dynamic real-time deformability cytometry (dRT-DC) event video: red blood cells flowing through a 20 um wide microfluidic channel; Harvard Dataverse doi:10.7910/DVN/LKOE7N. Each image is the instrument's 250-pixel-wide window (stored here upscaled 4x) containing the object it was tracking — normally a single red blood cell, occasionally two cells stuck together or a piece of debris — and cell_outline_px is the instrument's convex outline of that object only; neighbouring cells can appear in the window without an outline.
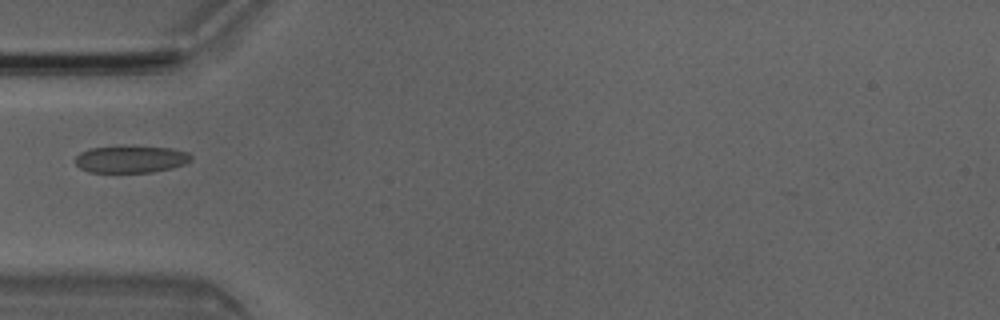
{"species": "Egyptian fruit bat (a non-hibernating species)", "species_latin": "Rousettus aegyptiacus", "temperature_condition": "room temperature", "stored_images_in_passage": 2, "camera_frame_rate_fps": 3000, "um_per_image_px": 0.085, "animal": {"sex": "male"}, "frame": {"image": 1, "passage_image": 1, "time_ms": 0.0, "image_size_px": [1000, 320], "cell_outline_px": [[192, 160], [184, 164], [172, 168], [152, 172], [88, 172], [80, 168], [76, 164], [76, 156], [80, 152], [92, 148], [124, 144], [172, 148], [188, 152], [192, 156]], "centroid_in_image_um": [11.14, 13.5], "position_along_channel_um": 73.9, "area_um2": 18.84}}